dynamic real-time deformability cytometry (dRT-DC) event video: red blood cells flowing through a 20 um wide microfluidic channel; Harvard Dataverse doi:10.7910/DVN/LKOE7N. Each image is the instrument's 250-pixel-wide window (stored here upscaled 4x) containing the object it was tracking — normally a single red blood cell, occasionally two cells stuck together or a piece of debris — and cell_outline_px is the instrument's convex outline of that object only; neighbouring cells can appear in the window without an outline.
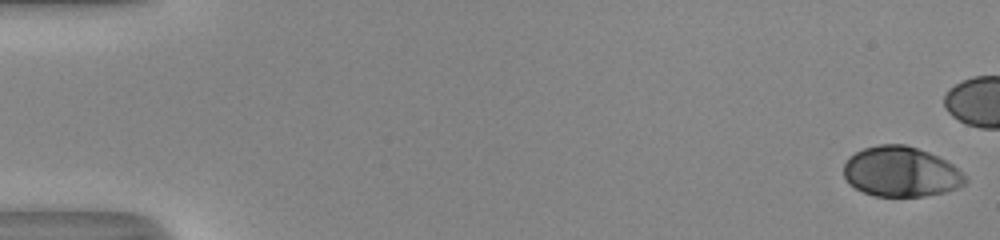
{"species": "human", "species_latin": "Homo sapiens", "temperature_condition": "room temperature", "stored_images_in_passage": 45, "camera_frame_rate_fps": 3000, "um_per_image_px": 0.085, "donor": {"sex": "male"}, "frame": {"image": 1, "passage_image": 1, "time_ms": 0.0, "image_size_px": [1000, 240], "cell_outline_px": [[968, 180], [964, 184], [956, 188], [944, 192], [924, 196], [876, 196], [864, 192], [848, 184], [844, 176], [844, 164], [848, 156], [864, 148], [880, 144], [904, 144], [928, 152], [952, 164]], "centroid_in_image_um": [76.54, 14.6], "position_along_channel_um": 8.5, "area_um2": 35.26}}
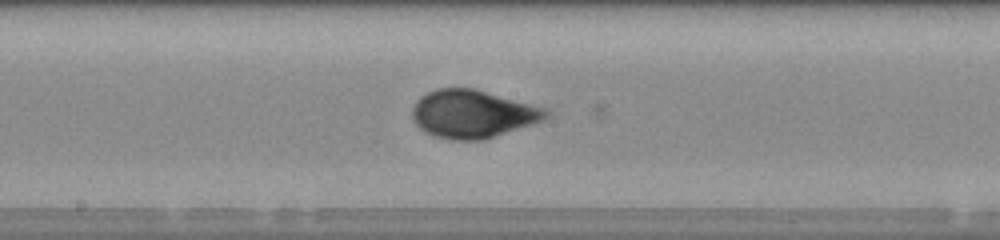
{"frame": {"image": 2, "passage_image": 29, "time_ms": 9.333, "image_size_px": [1000, 240], "cell_outline_px": [[552, 112], [544, 120], [484, 140], [452, 140], [432, 136], [424, 132], [412, 120], [412, 108], [416, 100], [420, 96], [436, 88], [472, 88], [548, 108]], "centroid_in_image_um": [40.17, 9.69], "position_along_channel_um": 208.0, "area_um2": 37.69}}
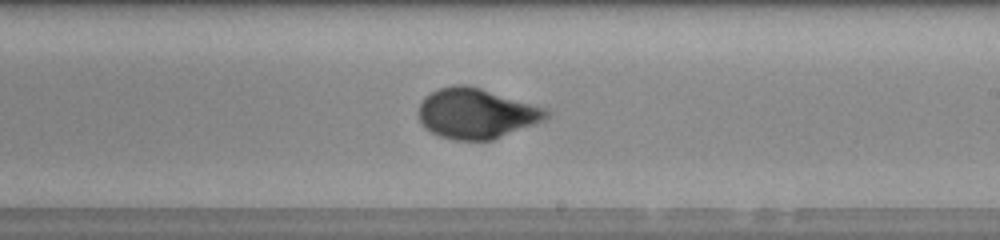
{"frame": {"image": 3, "passage_image": 32, "time_ms": 10.333, "image_size_px": [1000, 240], "cell_outline_px": [[548, 116], [544, 120], [536, 124], [492, 140], [456, 140], [440, 136], [424, 128], [416, 112], [424, 96], [440, 88], [456, 84], [468, 84], [548, 108]], "centroid_in_image_um": [40.48, 9.63], "position_along_channel_um": 248.5, "area_um2": 37.63}}